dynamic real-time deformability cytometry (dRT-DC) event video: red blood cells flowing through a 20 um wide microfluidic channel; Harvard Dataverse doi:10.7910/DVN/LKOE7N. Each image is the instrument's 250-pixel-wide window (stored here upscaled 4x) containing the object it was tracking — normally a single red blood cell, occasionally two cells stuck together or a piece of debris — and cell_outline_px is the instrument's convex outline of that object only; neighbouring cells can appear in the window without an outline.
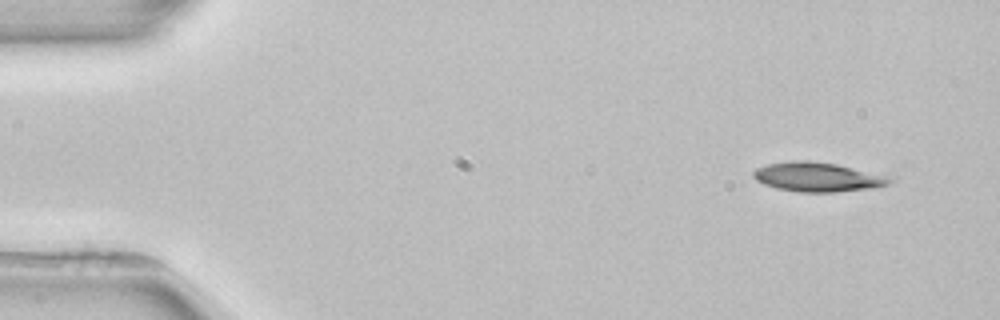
{"species": "common noctule bat (a hibernating species)", "species_latin": "Nyctalus noctula", "temperature_condition": "room temperature", "stored_images_in_passage": 4, "camera_frame_rate_fps": 3000, "um_per_image_px": 0.085, "animal": {"sex": "female", "body_mass_g": 22.7, "forearm_length_mm": 54.2}, "frame": {"image": 1, "passage_image": 4, "time_ms": 5.333, "image_size_px": [1000, 320], "cell_outline_px": [[896, 180], [892, 184], [876, 188], [836, 192], [800, 192], [776, 188], [764, 184], [756, 180], [752, 176], [752, 172], [756, 168], [768, 164], [796, 160], [808, 160], [836, 164], [884, 176]], "centroid_in_image_um": [69.49, 15.06], "position_along_channel_um": 15.5, "area_um2": 23.24}}